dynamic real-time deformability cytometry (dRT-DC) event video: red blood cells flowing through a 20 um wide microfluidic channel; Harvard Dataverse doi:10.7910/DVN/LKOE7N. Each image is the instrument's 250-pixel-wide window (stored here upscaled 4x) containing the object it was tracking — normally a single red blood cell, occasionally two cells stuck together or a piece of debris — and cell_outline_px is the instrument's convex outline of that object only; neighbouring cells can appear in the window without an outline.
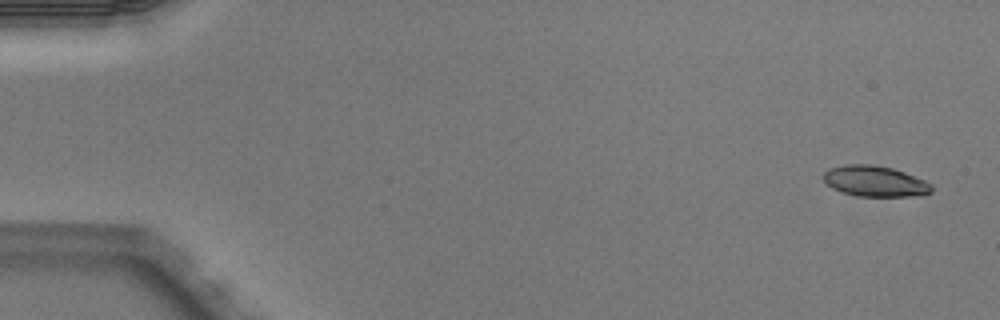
{"species": "Egyptian fruit bat (a non-hibernating species)", "species_latin": "Rousettus aegyptiacus", "temperature_condition": "warm", "stored_images_in_passage": 4, "segment_of_instrument_passage": [2, 2], "camera_frame_rate_fps": 3000, "um_per_image_px": 0.085, "animal": {"sex": "male"}, "frame": {"image": 1, "passage_image": 4, "time_ms": 1.0, "image_size_px": [1000, 320], "cell_outline_px": [[932, 192], [924, 196], [856, 196], [832, 188], [824, 180], [824, 172], [828, 168], [844, 164], [872, 164], [892, 168], [904, 172], [924, 180], [932, 184]], "centroid_in_image_um": [74.39, 15.4], "position_along_channel_um": 10.6, "area_um2": 19.48}}